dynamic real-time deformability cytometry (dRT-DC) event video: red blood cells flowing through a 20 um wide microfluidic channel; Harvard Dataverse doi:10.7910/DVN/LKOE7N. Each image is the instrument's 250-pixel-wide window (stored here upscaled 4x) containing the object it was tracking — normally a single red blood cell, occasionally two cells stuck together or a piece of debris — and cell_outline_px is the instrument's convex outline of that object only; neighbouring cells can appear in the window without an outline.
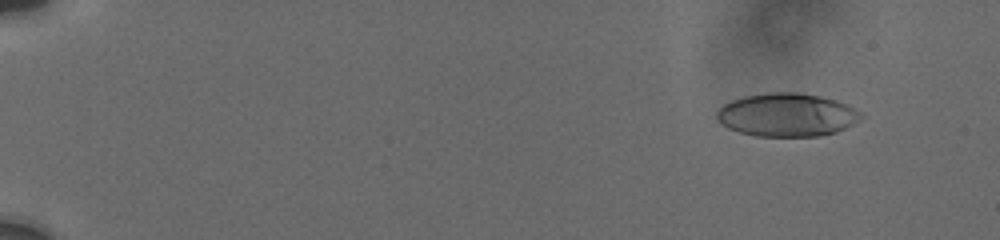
{"species": "human", "species_latin": "Homo sapiens", "temperature_condition": "cold", "stored_images_in_passage": 75, "camera_frame_rate_fps": 3000, "um_per_image_px": 0.085, "donor": {"sex": "male"}, "frame": {"image": 1, "passage_image": 7, "time_ms": 1.667, "image_size_px": [1000, 240], "cell_outline_px": [[864, 116], [860, 120], [836, 132], [820, 136], [756, 136], [740, 132], [728, 128], [720, 124], [716, 116], [716, 112], [724, 104], [732, 100], [744, 96], [768, 92], [796, 92], [820, 96], [836, 100], [848, 104], [864, 112]], "centroid_in_image_um": [66.91, 9.76], "position_along_channel_um": 18.1, "area_um2": 36.65}}
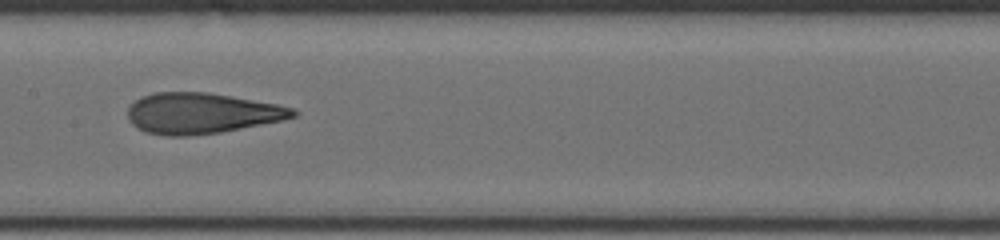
{"frame": {"image": 2, "passage_image": 40, "time_ms": 10.333, "image_size_px": [1000, 240], "cell_outline_px": [[300, 112], [296, 116], [284, 120], [220, 132], [188, 136], [164, 136], [144, 132], [136, 128], [128, 120], [128, 108], [136, 100], [144, 96], [156, 92], [208, 92], [276, 104], [292, 108]], "centroid_in_image_um": [17.12, 9.64], "position_along_channel_um": 190.3, "area_um2": 39.25}}
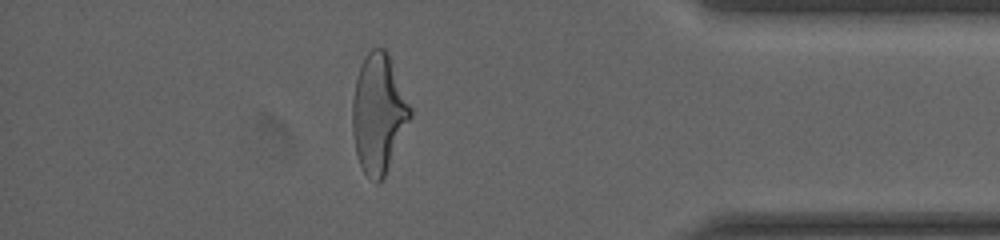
{"frame": {"image": 3, "passage_image": 66, "time_ms": 16.667, "image_size_px": [1000, 240], "cell_outline_px": [[412, 116], [384, 176], [376, 184], [364, 172], [360, 164], [356, 152], [352, 132], [352, 100], [356, 80], [360, 64], [364, 56], [372, 48], [384, 48], [388, 52], [412, 108]], "centroid_in_image_um": [32.17, 9.61], "position_along_channel_um": 403.0, "area_um2": 40.0}, "authors_computed_cell_mechanics": {"area_um2": 38.6104, "velocity_mm_per_s": 3.7586, "shape_relaxation_time_tau1_ms": 6.849, "shape_relaxation_time_tau2_ms": 1.4664, "deformation_change_tau1": 0.238, "deformation_change_tau2": 0.1137}}